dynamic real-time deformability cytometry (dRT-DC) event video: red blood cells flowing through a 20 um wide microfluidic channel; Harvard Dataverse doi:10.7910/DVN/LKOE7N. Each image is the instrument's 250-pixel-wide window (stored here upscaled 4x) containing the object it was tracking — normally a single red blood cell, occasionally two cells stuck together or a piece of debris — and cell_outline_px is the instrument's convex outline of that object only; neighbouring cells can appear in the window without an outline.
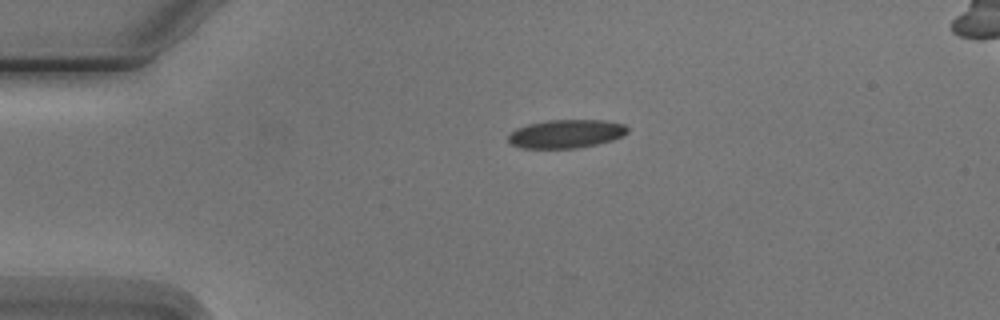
{"species": "Egyptian fruit bat (a non-hibernating species)", "species_latin": "Rousettus aegyptiacus", "temperature_condition": "cold", "stored_images_in_passage": 2, "camera_frame_rate_fps": 3000, "um_per_image_px": 0.085, "animal": {"sex": "male"}, "frame": {"image": 1, "passage_image": 1, "time_ms": 0.0, "image_size_px": [1000, 320], "cell_outline_px": [[628, 132], [612, 140], [596, 144], [576, 148], [520, 148], [512, 144], [508, 140], [508, 136], [516, 128], [528, 124], [548, 120], [604, 120], [624, 124], [628, 128]], "centroid_in_image_um": [48.11, 11.37], "position_along_channel_um": 36.9, "area_um2": 19.65}}